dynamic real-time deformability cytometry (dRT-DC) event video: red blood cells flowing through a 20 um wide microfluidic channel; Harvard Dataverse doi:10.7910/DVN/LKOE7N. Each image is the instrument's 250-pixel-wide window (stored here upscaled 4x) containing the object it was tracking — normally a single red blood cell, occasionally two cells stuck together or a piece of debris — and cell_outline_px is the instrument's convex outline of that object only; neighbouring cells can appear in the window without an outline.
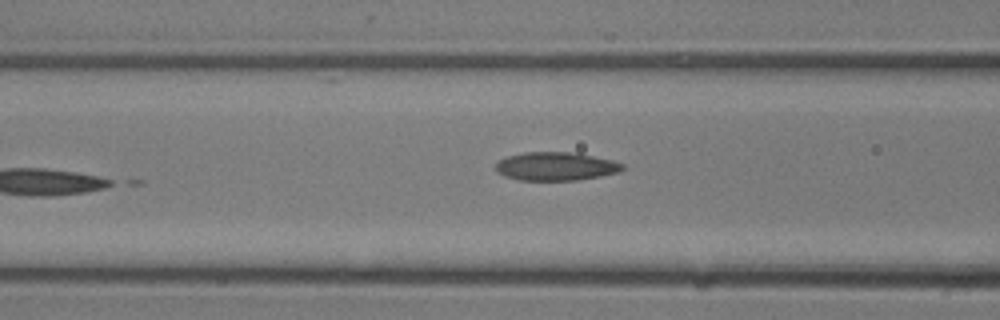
{"species": "common noctule bat (a hibernating species)", "species_latin": "Nyctalus noctula", "temperature_condition": "room temperature", "stored_images_in_passage": 12, "camera_frame_rate_fps": 3000, "um_per_image_px": 0.085, "animal": {"sex": "male", "body_mass_g": 13.3}, "frame": {"image": 1, "passage_image": 12, "time_ms": 3.667, "image_size_px": [1000, 320], "cell_outline_px": [[624, 168], [620, 172], [600, 176], [576, 180], [520, 180], [504, 176], [496, 172], [496, 164], [500, 160], [508, 156], [524, 152], [576, 152], [612, 160], [624, 164]], "centroid_in_image_um": [47.26, 14.13], "position_along_channel_um": 119.3, "area_um2": 21.04}}